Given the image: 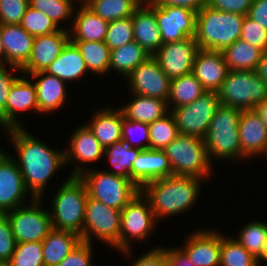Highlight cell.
I'll list each match as a JSON object with an SVG mask.
<instances>
[{
  "label": "cell",
  "mask_w": 267,
  "mask_h": 266,
  "mask_svg": "<svg viewBox=\"0 0 267 266\" xmlns=\"http://www.w3.org/2000/svg\"><path fill=\"white\" fill-rule=\"evenodd\" d=\"M150 55L136 41L110 50V70L117 71L124 79Z\"/></svg>",
  "instance_id": "33"
},
{
  "label": "cell",
  "mask_w": 267,
  "mask_h": 266,
  "mask_svg": "<svg viewBox=\"0 0 267 266\" xmlns=\"http://www.w3.org/2000/svg\"><path fill=\"white\" fill-rule=\"evenodd\" d=\"M235 238L256 259L261 255L267 239V224L263 221H252L245 225Z\"/></svg>",
  "instance_id": "40"
},
{
  "label": "cell",
  "mask_w": 267,
  "mask_h": 266,
  "mask_svg": "<svg viewBox=\"0 0 267 266\" xmlns=\"http://www.w3.org/2000/svg\"><path fill=\"white\" fill-rule=\"evenodd\" d=\"M28 194L34 198L24 184L15 158L7 154L0 161V213L23 206Z\"/></svg>",
  "instance_id": "17"
},
{
  "label": "cell",
  "mask_w": 267,
  "mask_h": 266,
  "mask_svg": "<svg viewBox=\"0 0 267 266\" xmlns=\"http://www.w3.org/2000/svg\"><path fill=\"white\" fill-rule=\"evenodd\" d=\"M81 241L77 233L52 228L42 241L44 266H57Z\"/></svg>",
  "instance_id": "31"
},
{
  "label": "cell",
  "mask_w": 267,
  "mask_h": 266,
  "mask_svg": "<svg viewBox=\"0 0 267 266\" xmlns=\"http://www.w3.org/2000/svg\"><path fill=\"white\" fill-rule=\"evenodd\" d=\"M239 137L242 160L266 154L267 128L254 109L241 111Z\"/></svg>",
  "instance_id": "20"
},
{
  "label": "cell",
  "mask_w": 267,
  "mask_h": 266,
  "mask_svg": "<svg viewBox=\"0 0 267 266\" xmlns=\"http://www.w3.org/2000/svg\"><path fill=\"white\" fill-rule=\"evenodd\" d=\"M114 109L111 106L101 108L86 123L103 148L122 139L124 114L120 108Z\"/></svg>",
  "instance_id": "28"
},
{
  "label": "cell",
  "mask_w": 267,
  "mask_h": 266,
  "mask_svg": "<svg viewBox=\"0 0 267 266\" xmlns=\"http://www.w3.org/2000/svg\"><path fill=\"white\" fill-rule=\"evenodd\" d=\"M80 5L71 19L70 41L104 42L109 22L96 15L82 1Z\"/></svg>",
  "instance_id": "27"
},
{
  "label": "cell",
  "mask_w": 267,
  "mask_h": 266,
  "mask_svg": "<svg viewBox=\"0 0 267 266\" xmlns=\"http://www.w3.org/2000/svg\"><path fill=\"white\" fill-rule=\"evenodd\" d=\"M66 83L82 78L88 72L80 50L70 40L62 48L59 56L45 70Z\"/></svg>",
  "instance_id": "29"
},
{
  "label": "cell",
  "mask_w": 267,
  "mask_h": 266,
  "mask_svg": "<svg viewBox=\"0 0 267 266\" xmlns=\"http://www.w3.org/2000/svg\"><path fill=\"white\" fill-rule=\"evenodd\" d=\"M199 50L195 37L163 44L153 55L162 71L170 78L192 73L194 58Z\"/></svg>",
  "instance_id": "15"
},
{
  "label": "cell",
  "mask_w": 267,
  "mask_h": 266,
  "mask_svg": "<svg viewBox=\"0 0 267 266\" xmlns=\"http://www.w3.org/2000/svg\"><path fill=\"white\" fill-rule=\"evenodd\" d=\"M148 125L150 149L153 150H163L178 135H180L175 118L171 112Z\"/></svg>",
  "instance_id": "39"
},
{
  "label": "cell",
  "mask_w": 267,
  "mask_h": 266,
  "mask_svg": "<svg viewBox=\"0 0 267 266\" xmlns=\"http://www.w3.org/2000/svg\"><path fill=\"white\" fill-rule=\"evenodd\" d=\"M8 153L5 152V150H3L1 147H0V161L7 155Z\"/></svg>",
  "instance_id": "60"
},
{
  "label": "cell",
  "mask_w": 267,
  "mask_h": 266,
  "mask_svg": "<svg viewBox=\"0 0 267 266\" xmlns=\"http://www.w3.org/2000/svg\"><path fill=\"white\" fill-rule=\"evenodd\" d=\"M240 39L259 48L262 52L267 50V30L248 15L243 21Z\"/></svg>",
  "instance_id": "46"
},
{
  "label": "cell",
  "mask_w": 267,
  "mask_h": 266,
  "mask_svg": "<svg viewBox=\"0 0 267 266\" xmlns=\"http://www.w3.org/2000/svg\"><path fill=\"white\" fill-rule=\"evenodd\" d=\"M130 93L168 100L171 79L162 71L154 56L148 57L126 78Z\"/></svg>",
  "instance_id": "14"
},
{
  "label": "cell",
  "mask_w": 267,
  "mask_h": 266,
  "mask_svg": "<svg viewBox=\"0 0 267 266\" xmlns=\"http://www.w3.org/2000/svg\"><path fill=\"white\" fill-rule=\"evenodd\" d=\"M70 148V149H69ZM104 153L103 146L95 138L89 127L84 124L75 130L70 136L69 146L67 149L64 148L65 165L69 162L72 164L77 161L75 168L71 169L69 176H80L82 173L87 171V163H93L100 160ZM82 164H86L85 167Z\"/></svg>",
  "instance_id": "16"
},
{
  "label": "cell",
  "mask_w": 267,
  "mask_h": 266,
  "mask_svg": "<svg viewBox=\"0 0 267 266\" xmlns=\"http://www.w3.org/2000/svg\"><path fill=\"white\" fill-rule=\"evenodd\" d=\"M39 113L36 87L32 80L18 77L11 86L5 107V130L24 127L18 121V112L30 110Z\"/></svg>",
  "instance_id": "23"
},
{
  "label": "cell",
  "mask_w": 267,
  "mask_h": 266,
  "mask_svg": "<svg viewBox=\"0 0 267 266\" xmlns=\"http://www.w3.org/2000/svg\"><path fill=\"white\" fill-rule=\"evenodd\" d=\"M11 139L17 165L24 179L27 190L34 198H43L47 183L55 172L65 165L64 150H55L38 140L24 127L5 130Z\"/></svg>",
  "instance_id": "1"
},
{
  "label": "cell",
  "mask_w": 267,
  "mask_h": 266,
  "mask_svg": "<svg viewBox=\"0 0 267 266\" xmlns=\"http://www.w3.org/2000/svg\"><path fill=\"white\" fill-rule=\"evenodd\" d=\"M36 87L39 114L50 113L62 108L67 96V84L45 71L28 74ZM36 80V82H35Z\"/></svg>",
  "instance_id": "26"
},
{
  "label": "cell",
  "mask_w": 267,
  "mask_h": 266,
  "mask_svg": "<svg viewBox=\"0 0 267 266\" xmlns=\"http://www.w3.org/2000/svg\"><path fill=\"white\" fill-rule=\"evenodd\" d=\"M92 244L81 241L57 266H93Z\"/></svg>",
  "instance_id": "50"
},
{
  "label": "cell",
  "mask_w": 267,
  "mask_h": 266,
  "mask_svg": "<svg viewBox=\"0 0 267 266\" xmlns=\"http://www.w3.org/2000/svg\"><path fill=\"white\" fill-rule=\"evenodd\" d=\"M133 262L131 266H169L166 248L163 246L146 251Z\"/></svg>",
  "instance_id": "52"
},
{
  "label": "cell",
  "mask_w": 267,
  "mask_h": 266,
  "mask_svg": "<svg viewBox=\"0 0 267 266\" xmlns=\"http://www.w3.org/2000/svg\"><path fill=\"white\" fill-rule=\"evenodd\" d=\"M173 175L163 150H141L132 165V181L142 189L147 183Z\"/></svg>",
  "instance_id": "24"
},
{
  "label": "cell",
  "mask_w": 267,
  "mask_h": 266,
  "mask_svg": "<svg viewBox=\"0 0 267 266\" xmlns=\"http://www.w3.org/2000/svg\"><path fill=\"white\" fill-rule=\"evenodd\" d=\"M267 262V239L265 240V243L263 245V249H262V252H261V255L260 257L257 259V262H258V266L261 265L262 262Z\"/></svg>",
  "instance_id": "58"
},
{
  "label": "cell",
  "mask_w": 267,
  "mask_h": 266,
  "mask_svg": "<svg viewBox=\"0 0 267 266\" xmlns=\"http://www.w3.org/2000/svg\"><path fill=\"white\" fill-rule=\"evenodd\" d=\"M5 266H44L42 242L17 243L10 261Z\"/></svg>",
  "instance_id": "43"
},
{
  "label": "cell",
  "mask_w": 267,
  "mask_h": 266,
  "mask_svg": "<svg viewBox=\"0 0 267 266\" xmlns=\"http://www.w3.org/2000/svg\"><path fill=\"white\" fill-rule=\"evenodd\" d=\"M134 41L132 16L124 19L109 21L104 43L110 50L122 47Z\"/></svg>",
  "instance_id": "44"
},
{
  "label": "cell",
  "mask_w": 267,
  "mask_h": 266,
  "mask_svg": "<svg viewBox=\"0 0 267 266\" xmlns=\"http://www.w3.org/2000/svg\"><path fill=\"white\" fill-rule=\"evenodd\" d=\"M201 180L195 176L171 175L147 183L141 192L150 201L153 215L159 222L189 210L200 195Z\"/></svg>",
  "instance_id": "2"
},
{
  "label": "cell",
  "mask_w": 267,
  "mask_h": 266,
  "mask_svg": "<svg viewBox=\"0 0 267 266\" xmlns=\"http://www.w3.org/2000/svg\"><path fill=\"white\" fill-rule=\"evenodd\" d=\"M19 25L33 37L51 34L61 28L64 29V27H58L44 13L30 6L27 7Z\"/></svg>",
  "instance_id": "42"
},
{
  "label": "cell",
  "mask_w": 267,
  "mask_h": 266,
  "mask_svg": "<svg viewBox=\"0 0 267 266\" xmlns=\"http://www.w3.org/2000/svg\"><path fill=\"white\" fill-rule=\"evenodd\" d=\"M229 72L222 52L199 49L195 55L192 74L206 91L217 92Z\"/></svg>",
  "instance_id": "22"
},
{
  "label": "cell",
  "mask_w": 267,
  "mask_h": 266,
  "mask_svg": "<svg viewBox=\"0 0 267 266\" xmlns=\"http://www.w3.org/2000/svg\"><path fill=\"white\" fill-rule=\"evenodd\" d=\"M122 140L133 148L150 149L149 125L123 117Z\"/></svg>",
  "instance_id": "45"
},
{
  "label": "cell",
  "mask_w": 267,
  "mask_h": 266,
  "mask_svg": "<svg viewBox=\"0 0 267 266\" xmlns=\"http://www.w3.org/2000/svg\"><path fill=\"white\" fill-rule=\"evenodd\" d=\"M163 151L173 175L195 176L205 180L212 175L213 167L202 138L180 134Z\"/></svg>",
  "instance_id": "6"
},
{
  "label": "cell",
  "mask_w": 267,
  "mask_h": 266,
  "mask_svg": "<svg viewBox=\"0 0 267 266\" xmlns=\"http://www.w3.org/2000/svg\"><path fill=\"white\" fill-rule=\"evenodd\" d=\"M134 41L153 56L163 45L161 32L155 17V4L143 1L132 15Z\"/></svg>",
  "instance_id": "21"
},
{
  "label": "cell",
  "mask_w": 267,
  "mask_h": 266,
  "mask_svg": "<svg viewBox=\"0 0 267 266\" xmlns=\"http://www.w3.org/2000/svg\"><path fill=\"white\" fill-rule=\"evenodd\" d=\"M70 40L69 29L61 28L59 31L34 38L32 52L27 63L20 69L24 75L45 71L59 56L62 48Z\"/></svg>",
  "instance_id": "18"
},
{
  "label": "cell",
  "mask_w": 267,
  "mask_h": 266,
  "mask_svg": "<svg viewBox=\"0 0 267 266\" xmlns=\"http://www.w3.org/2000/svg\"><path fill=\"white\" fill-rule=\"evenodd\" d=\"M157 220L153 215L150 201L140 192L121 210L119 252L125 257L132 254L131 240L145 241L152 233Z\"/></svg>",
  "instance_id": "9"
},
{
  "label": "cell",
  "mask_w": 267,
  "mask_h": 266,
  "mask_svg": "<svg viewBox=\"0 0 267 266\" xmlns=\"http://www.w3.org/2000/svg\"><path fill=\"white\" fill-rule=\"evenodd\" d=\"M169 266H195L180 248H166Z\"/></svg>",
  "instance_id": "55"
},
{
  "label": "cell",
  "mask_w": 267,
  "mask_h": 266,
  "mask_svg": "<svg viewBox=\"0 0 267 266\" xmlns=\"http://www.w3.org/2000/svg\"><path fill=\"white\" fill-rule=\"evenodd\" d=\"M0 64H6V56H5V52H4V46L2 43L1 34H0Z\"/></svg>",
  "instance_id": "59"
},
{
  "label": "cell",
  "mask_w": 267,
  "mask_h": 266,
  "mask_svg": "<svg viewBox=\"0 0 267 266\" xmlns=\"http://www.w3.org/2000/svg\"><path fill=\"white\" fill-rule=\"evenodd\" d=\"M120 229L121 210L87 196L83 241L92 244V239L97 238L119 252Z\"/></svg>",
  "instance_id": "10"
},
{
  "label": "cell",
  "mask_w": 267,
  "mask_h": 266,
  "mask_svg": "<svg viewBox=\"0 0 267 266\" xmlns=\"http://www.w3.org/2000/svg\"><path fill=\"white\" fill-rule=\"evenodd\" d=\"M158 6H177L187 7L198 12L203 6L207 5V0H150Z\"/></svg>",
  "instance_id": "54"
},
{
  "label": "cell",
  "mask_w": 267,
  "mask_h": 266,
  "mask_svg": "<svg viewBox=\"0 0 267 266\" xmlns=\"http://www.w3.org/2000/svg\"><path fill=\"white\" fill-rule=\"evenodd\" d=\"M87 189L79 176H68L53 196L52 228L77 233L83 241Z\"/></svg>",
  "instance_id": "4"
},
{
  "label": "cell",
  "mask_w": 267,
  "mask_h": 266,
  "mask_svg": "<svg viewBox=\"0 0 267 266\" xmlns=\"http://www.w3.org/2000/svg\"><path fill=\"white\" fill-rule=\"evenodd\" d=\"M7 65V66H6ZM9 65V66H8ZM6 67H11L10 71ZM21 70L10 64H0V126L5 131V107L12 84L18 78L12 76L15 71ZM9 71V72H8Z\"/></svg>",
  "instance_id": "48"
},
{
  "label": "cell",
  "mask_w": 267,
  "mask_h": 266,
  "mask_svg": "<svg viewBox=\"0 0 267 266\" xmlns=\"http://www.w3.org/2000/svg\"><path fill=\"white\" fill-rule=\"evenodd\" d=\"M257 76L266 84L267 86V50L263 51L258 61L257 67L255 69Z\"/></svg>",
  "instance_id": "56"
},
{
  "label": "cell",
  "mask_w": 267,
  "mask_h": 266,
  "mask_svg": "<svg viewBox=\"0 0 267 266\" xmlns=\"http://www.w3.org/2000/svg\"><path fill=\"white\" fill-rule=\"evenodd\" d=\"M141 149L127 145L122 139L104 147L103 155L108 158L114 169L107 172L132 180V165Z\"/></svg>",
  "instance_id": "35"
},
{
  "label": "cell",
  "mask_w": 267,
  "mask_h": 266,
  "mask_svg": "<svg viewBox=\"0 0 267 266\" xmlns=\"http://www.w3.org/2000/svg\"><path fill=\"white\" fill-rule=\"evenodd\" d=\"M217 94L223 105L251 110L267 99V86L255 71L229 70Z\"/></svg>",
  "instance_id": "8"
},
{
  "label": "cell",
  "mask_w": 267,
  "mask_h": 266,
  "mask_svg": "<svg viewBox=\"0 0 267 266\" xmlns=\"http://www.w3.org/2000/svg\"><path fill=\"white\" fill-rule=\"evenodd\" d=\"M189 235L181 249L191 262L195 266H220L221 232L198 228Z\"/></svg>",
  "instance_id": "19"
},
{
  "label": "cell",
  "mask_w": 267,
  "mask_h": 266,
  "mask_svg": "<svg viewBox=\"0 0 267 266\" xmlns=\"http://www.w3.org/2000/svg\"><path fill=\"white\" fill-rule=\"evenodd\" d=\"M248 16L267 30V0H253Z\"/></svg>",
  "instance_id": "53"
},
{
  "label": "cell",
  "mask_w": 267,
  "mask_h": 266,
  "mask_svg": "<svg viewBox=\"0 0 267 266\" xmlns=\"http://www.w3.org/2000/svg\"><path fill=\"white\" fill-rule=\"evenodd\" d=\"M74 0H29V6L44 13L58 27L74 15ZM81 1V0H75ZM62 22V23H60Z\"/></svg>",
  "instance_id": "41"
},
{
  "label": "cell",
  "mask_w": 267,
  "mask_h": 266,
  "mask_svg": "<svg viewBox=\"0 0 267 266\" xmlns=\"http://www.w3.org/2000/svg\"><path fill=\"white\" fill-rule=\"evenodd\" d=\"M41 201L42 198H30L28 204L4 213L16 243L42 242L52 229L50 213L41 207Z\"/></svg>",
  "instance_id": "11"
},
{
  "label": "cell",
  "mask_w": 267,
  "mask_h": 266,
  "mask_svg": "<svg viewBox=\"0 0 267 266\" xmlns=\"http://www.w3.org/2000/svg\"><path fill=\"white\" fill-rule=\"evenodd\" d=\"M220 105L217 92L206 91L192 103L172 109L179 134L204 138Z\"/></svg>",
  "instance_id": "12"
},
{
  "label": "cell",
  "mask_w": 267,
  "mask_h": 266,
  "mask_svg": "<svg viewBox=\"0 0 267 266\" xmlns=\"http://www.w3.org/2000/svg\"><path fill=\"white\" fill-rule=\"evenodd\" d=\"M155 17L163 44L196 35L197 12L190 8L155 5Z\"/></svg>",
  "instance_id": "13"
},
{
  "label": "cell",
  "mask_w": 267,
  "mask_h": 266,
  "mask_svg": "<svg viewBox=\"0 0 267 266\" xmlns=\"http://www.w3.org/2000/svg\"><path fill=\"white\" fill-rule=\"evenodd\" d=\"M254 110L258 113V115L260 116L261 120L263 121L264 125L267 128V99L257 104Z\"/></svg>",
  "instance_id": "57"
},
{
  "label": "cell",
  "mask_w": 267,
  "mask_h": 266,
  "mask_svg": "<svg viewBox=\"0 0 267 266\" xmlns=\"http://www.w3.org/2000/svg\"><path fill=\"white\" fill-rule=\"evenodd\" d=\"M6 64L21 69L29 60L34 38L19 24H0Z\"/></svg>",
  "instance_id": "25"
},
{
  "label": "cell",
  "mask_w": 267,
  "mask_h": 266,
  "mask_svg": "<svg viewBox=\"0 0 267 266\" xmlns=\"http://www.w3.org/2000/svg\"><path fill=\"white\" fill-rule=\"evenodd\" d=\"M220 266H258V262L235 237L221 233Z\"/></svg>",
  "instance_id": "38"
},
{
  "label": "cell",
  "mask_w": 267,
  "mask_h": 266,
  "mask_svg": "<svg viewBox=\"0 0 267 266\" xmlns=\"http://www.w3.org/2000/svg\"><path fill=\"white\" fill-rule=\"evenodd\" d=\"M29 0H0V24H20Z\"/></svg>",
  "instance_id": "47"
},
{
  "label": "cell",
  "mask_w": 267,
  "mask_h": 266,
  "mask_svg": "<svg viewBox=\"0 0 267 266\" xmlns=\"http://www.w3.org/2000/svg\"><path fill=\"white\" fill-rule=\"evenodd\" d=\"M130 95L132 100L119 107L124 117L141 123H153L170 112L166 100L155 97H147L139 94Z\"/></svg>",
  "instance_id": "30"
},
{
  "label": "cell",
  "mask_w": 267,
  "mask_h": 266,
  "mask_svg": "<svg viewBox=\"0 0 267 266\" xmlns=\"http://www.w3.org/2000/svg\"><path fill=\"white\" fill-rule=\"evenodd\" d=\"M205 92L202 84L192 73L173 78L167 100L169 110L190 104Z\"/></svg>",
  "instance_id": "34"
},
{
  "label": "cell",
  "mask_w": 267,
  "mask_h": 266,
  "mask_svg": "<svg viewBox=\"0 0 267 266\" xmlns=\"http://www.w3.org/2000/svg\"><path fill=\"white\" fill-rule=\"evenodd\" d=\"M79 177L85 183L89 197L117 210H122L141 192L132 180L102 169H88Z\"/></svg>",
  "instance_id": "7"
},
{
  "label": "cell",
  "mask_w": 267,
  "mask_h": 266,
  "mask_svg": "<svg viewBox=\"0 0 267 266\" xmlns=\"http://www.w3.org/2000/svg\"><path fill=\"white\" fill-rule=\"evenodd\" d=\"M244 15L203 6L197 12L195 39L202 50L222 52L240 39Z\"/></svg>",
  "instance_id": "3"
},
{
  "label": "cell",
  "mask_w": 267,
  "mask_h": 266,
  "mask_svg": "<svg viewBox=\"0 0 267 266\" xmlns=\"http://www.w3.org/2000/svg\"><path fill=\"white\" fill-rule=\"evenodd\" d=\"M102 19L109 21L128 18L145 0H81Z\"/></svg>",
  "instance_id": "36"
},
{
  "label": "cell",
  "mask_w": 267,
  "mask_h": 266,
  "mask_svg": "<svg viewBox=\"0 0 267 266\" xmlns=\"http://www.w3.org/2000/svg\"><path fill=\"white\" fill-rule=\"evenodd\" d=\"M240 114L241 111L232 106L221 103L218 106L203 138L211 163L214 159L241 160Z\"/></svg>",
  "instance_id": "5"
},
{
  "label": "cell",
  "mask_w": 267,
  "mask_h": 266,
  "mask_svg": "<svg viewBox=\"0 0 267 266\" xmlns=\"http://www.w3.org/2000/svg\"><path fill=\"white\" fill-rule=\"evenodd\" d=\"M252 2L253 0H207V6L214 10L247 16Z\"/></svg>",
  "instance_id": "51"
},
{
  "label": "cell",
  "mask_w": 267,
  "mask_h": 266,
  "mask_svg": "<svg viewBox=\"0 0 267 266\" xmlns=\"http://www.w3.org/2000/svg\"><path fill=\"white\" fill-rule=\"evenodd\" d=\"M71 42L80 50L88 72L100 76L110 71V48L104 42Z\"/></svg>",
  "instance_id": "37"
},
{
  "label": "cell",
  "mask_w": 267,
  "mask_h": 266,
  "mask_svg": "<svg viewBox=\"0 0 267 266\" xmlns=\"http://www.w3.org/2000/svg\"><path fill=\"white\" fill-rule=\"evenodd\" d=\"M262 51L238 39L222 51V55L229 70L255 71Z\"/></svg>",
  "instance_id": "32"
},
{
  "label": "cell",
  "mask_w": 267,
  "mask_h": 266,
  "mask_svg": "<svg viewBox=\"0 0 267 266\" xmlns=\"http://www.w3.org/2000/svg\"><path fill=\"white\" fill-rule=\"evenodd\" d=\"M10 222L5 214H0V264L5 266L11 259L16 247Z\"/></svg>",
  "instance_id": "49"
}]
</instances>
